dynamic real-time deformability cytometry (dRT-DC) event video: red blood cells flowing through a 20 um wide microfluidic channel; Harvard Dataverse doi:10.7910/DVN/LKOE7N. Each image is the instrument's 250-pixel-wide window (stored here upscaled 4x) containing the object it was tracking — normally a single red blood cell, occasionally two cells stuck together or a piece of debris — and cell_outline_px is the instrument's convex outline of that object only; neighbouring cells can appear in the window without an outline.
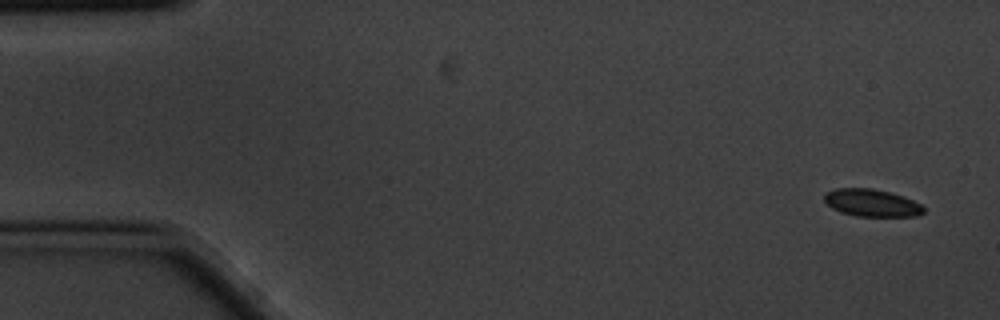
{"species": "common noctule bat (a hibernating species)", "species_latin": "Nyctalus noctula", "temperature_condition": "cold", "stored_images_in_passage": 4, "camera_frame_rate_fps": 3000, "um_per_image_px": 0.085, "animal": {"sex": "male", "body_mass_g": 20.1, "forearm_length_mm": 53.5}, "frame": {"image": 1, "passage_image": 1, "time_ms": 0.0, "image_size_px": [1000, 320], "cell_outline_px": [[924, 212], [916, 216], [856, 216], [840, 212], [832, 208], [824, 200], [824, 196], [828, 192], [836, 188], [872, 188], [904, 196], [920, 204], [924, 208]], "centroid_in_image_um": [74.09, 17.24], "position_along_channel_um": 10.9, "area_um2": 15.72}}